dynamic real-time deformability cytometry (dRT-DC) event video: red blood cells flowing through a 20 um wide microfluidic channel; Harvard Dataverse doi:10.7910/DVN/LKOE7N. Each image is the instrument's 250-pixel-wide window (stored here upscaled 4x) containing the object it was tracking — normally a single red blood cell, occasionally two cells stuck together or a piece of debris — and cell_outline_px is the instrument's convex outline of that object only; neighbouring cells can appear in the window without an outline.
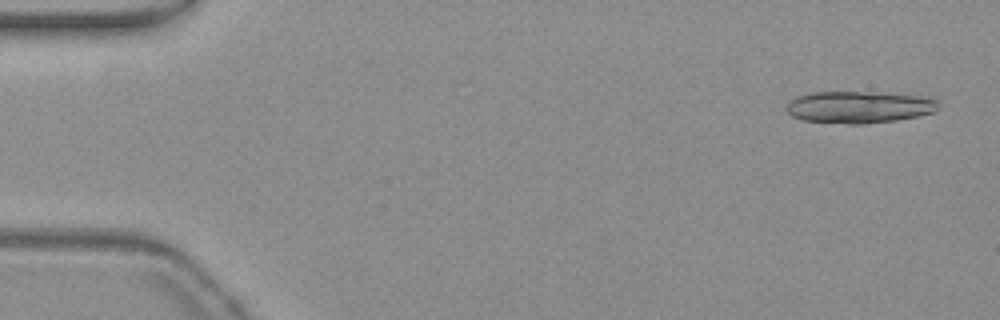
{"species": "common noctule bat (a hibernating species)", "species_latin": "Nyctalus noctula", "temperature_condition": "warm", "stored_images_in_passage": 54, "camera_frame_rate_fps": 3000, "um_per_image_px": 0.085, "animal": {"sex": "female", "body_mass_g": 19.3, "forearm_length_mm": 54.1}, "frame": {"image": 1, "passage_image": 1, "time_ms": 0.0, "image_size_px": [1000, 320], "cell_outline_px": [[940, 108], [936, 112], [896, 120], [860, 124], [848, 124], [804, 120], [792, 116], [784, 108], [796, 96], [812, 92], [872, 92], [920, 96], [936, 100], [940, 104]], "centroid_in_image_um": [73.02, 9.1], "position_along_channel_um": 12.0, "area_um2": 28.21}}
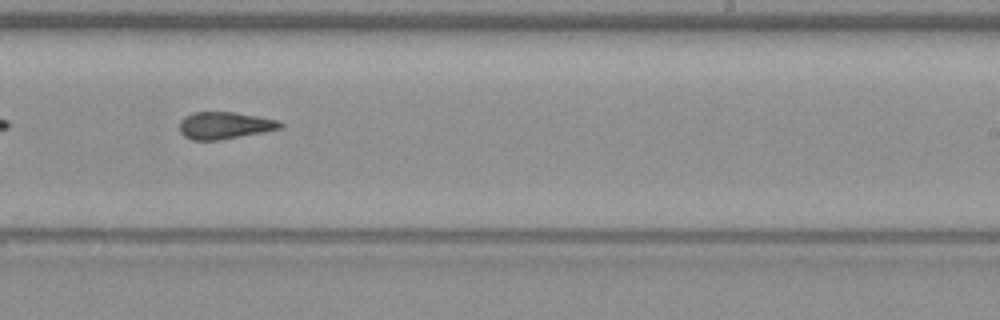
{"frame": {"image": 2, "passage_image": 33, "time_ms": 10.667, "image_size_px": [1000, 320], "cell_outline_px": [[284, 124], [280, 128], [264, 132], [216, 140], [192, 140], [184, 136], [180, 132], [180, 120], [184, 116], [192, 112], [232, 112], [280, 120]], "centroid_in_image_um": [19.07, 10.65], "position_along_channel_um": 269.9, "area_um2": 15.84}}
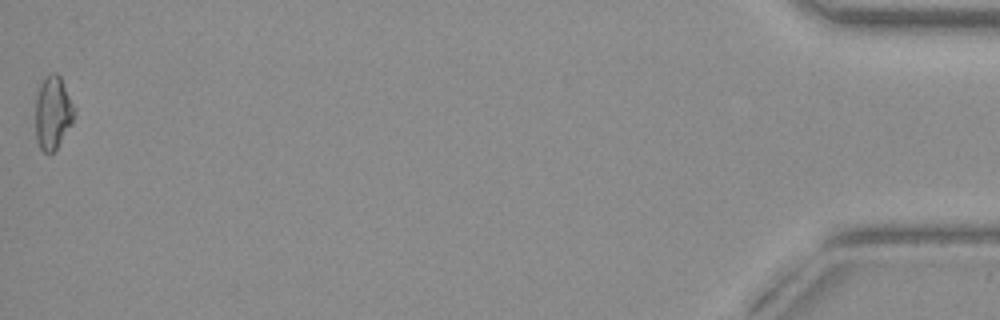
{"frame": {"image": 3, "passage_image": 54, "time_ms": 17.667, "image_size_px": [1000, 320], "cell_outline_px": [[76, 112], [72, 124], [56, 148], [52, 152], [44, 152], [40, 148], [36, 140], [36, 96], [40, 84], [52, 72], [56, 72], [60, 76], [76, 108]], "centroid_in_image_um": [4.51, 9.57], "position_along_channel_um": 430.7, "area_um2": 16.53}, "authors_computed_cell_mechanics": {"area_um2": 16.5886, "velocity_mm_per_s": 3.7496, "shape_relaxation_time_tau1_ms": 7.3023, "shape_relaxation_time_tau2_ms": 2.3317, "deformation_change_tau1": 0.1629, "deformation_change_tau2": 0.1006}}